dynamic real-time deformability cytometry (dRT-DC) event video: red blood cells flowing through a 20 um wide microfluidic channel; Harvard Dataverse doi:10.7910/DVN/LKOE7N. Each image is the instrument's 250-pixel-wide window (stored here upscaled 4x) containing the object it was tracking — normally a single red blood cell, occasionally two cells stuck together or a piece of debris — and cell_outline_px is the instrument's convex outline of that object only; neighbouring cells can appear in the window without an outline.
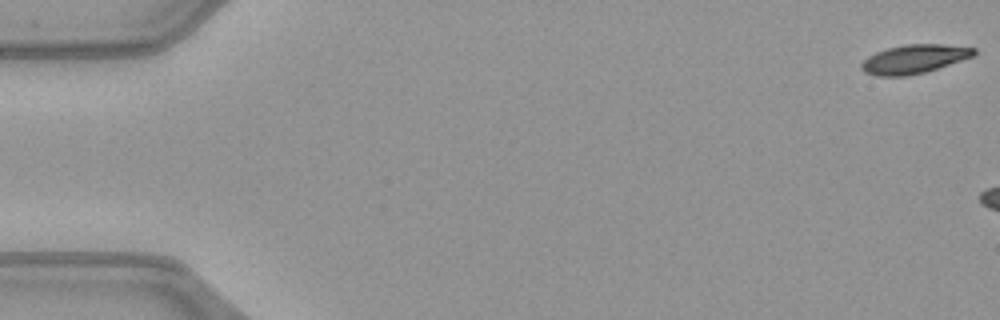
{"species": "common noctule bat (a hibernating species)", "species_latin": "Nyctalus noctula", "temperature_condition": "warm", "stored_images_in_passage": 6, "camera_frame_rate_fps": 3000, "um_per_image_px": 0.085, "animal": {"sex": "female", "body_mass_g": 21.9}, "frame": {"image": 1, "passage_image": 1, "time_ms": 0.0, "image_size_px": [1000, 320], "cell_outline_px": [[976, 52], [972, 56], [924, 72], [908, 76], [876, 76], [864, 72], [860, 68], [860, 64], [868, 56], [876, 52], [888, 48], [904, 44], [940, 44], [976, 48]], "centroid_in_image_um": [77.64, 5.02], "position_along_channel_um": 7.4, "area_um2": 18.67}}